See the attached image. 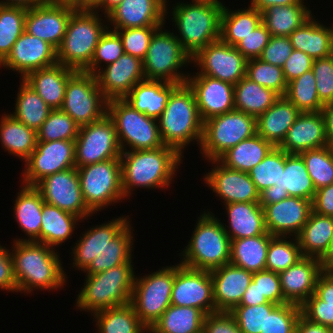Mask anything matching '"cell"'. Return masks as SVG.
Returning <instances> with one entry per match:
<instances>
[{"label": "cell", "instance_id": "cell-1", "mask_svg": "<svg viewBox=\"0 0 333 333\" xmlns=\"http://www.w3.org/2000/svg\"><path fill=\"white\" fill-rule=\"evenodd\" d=\"M13 243L10 253L18 292L28 294L35 289L52 291L64 288L67 275L57 249L34 241Z\"/></svg>", "mask_w": 333, "mask_h": 333}, {"label": "cell", "instance_id": "cell-2", "mask_svg": "<svg viewBox=\"0 0 333 333\" xmlns=\"http://www.w3.org/2000/svg\"><path fill=\"white\" fill-rule=\"evenodd\" d=\"M183 157L176 149L165 145L155 149L122 151L120 161L125 198L130 199L132 191L139 187L167 189Z\"/></svg>", "mask_w": 333, "mask_h": 333}, {"label": "cell", "instance_id": "cell-3", "mask_svg": "<svg viewBox=\"0 0 333 333\" xmlns=\"http://www.w3.org/2000/svg\"><path fill=\"white\" fill-rule=\"evenodd\" d=\"M157 122L163 144L176 149L182 156L190 143L201 145L204 122L194 92L187 83L178 85L171 92Z\"/></svg>", "mask_w": 333, "mask_h": 333}, {"label": "cell", "instance_id": "cell-4", "mask_svg": "<svg viewBox=\"0 0 333 333\" xmlns=\"http://www.w3.org/2000/svg\"><path fill=\"white\" fill-rule=\"evenodd\" d=\"M187 3V4H186ZM172 4L171 20L177 28L176 38L183 50L193 58L209 43L220 39L223 3L210 0H192Z\"/></svg>", "mask_w": 333, "mask_h": 333}, {"label": "cell", "instance_id": "cell-5", "mask_svg": "<svg viewBox=\"0 0 333 333\" xmlns=\"http://www.w3.org/2000/svg\"><path fill=\"white\" fill-rule=\"evenodd\" d=\"M132 259L96 274H86L76 298V309L91 313L131 303L135 269ZM78 307V308H77Z\"/></svg>", "mask_w": 333, "mask_h": 333}, {"label": "cell", "instance_id": "cell-6", "mask_svg": "<svg viewBox=\"0 0 333 333\" xmlns=\"http://www.w3.org/2000/svg\"><path fill=\"white\" fill-rule=\"evenodd\" d=\"M206 211L200 213L191 239L179 256L182 265L211 272L230 263L231 240L221 220Z\"/></svg>", "mask_w": 333, "mask_h": 333}, {"label": "cell", "instance_id": "cell-7", "mask_svg": "<svg viewBox=\"0 0 333 333\" xmlns=\"http://www.w3.org/2000/svg\"><path fill=\"white\" fill-rule=\"evenodd\" d=\"M102 17L90 9H77L71 15L63 41L57 49V63L76 71H84L90 65L96 46L108 29V20Z\"/></svg>", "mask_w": 333, "mask_h": 333}, {"label": "cell", "instance_id": "cell-8", "mask_svg": "<svg viewBox=\"0 0 333 333\" xmlns=\"http://www.w3.org/2000/svg\"><path fill=\"white\" fill-rule=\"evenodd\" d=\"M107 115L115 124L122 151H137L163 147L158 122L134 109L124 99L107 103ZM129 150H127V148Z\"/></svg>", "mask_w": 333, "mask_h": 333}, {"label": "cell", "instance_id": "cell-9", "mask_svg": "<svg viewBox=\"0 0 333 333\" xmlns=\"http://www.w3.org/2000/svg\"><path fill=\"white\" fill-rule=\"evenodd\" d=\"M188 64H192L191 57L183 50L174 32L165 30L164 25L160 27L152 36L143 60L146 80L184 84L189 73L179 69Z\"/></svg>", "mask_w": 333, "mask_h": 333}, {"label": "cell", "instance_id": "cell-10", "mask_svg": "<svg viewBox=\"0 0 333 333\" xmlns=\"http://www.w3.org/2000/svg\"><path fill=\"white\" fill-rule=\"evenodd\" d=\"M81 191L87 207L95 214L108 205L125 200L121 161L110 159L77 168ZM122 200V201H121Z\"/></svg>", "mask_w": 333, "mask_h": 333}, {"label": "cell", "instance_id": "cell-11", "mask_svg": "<svg viewBox=\"0 0 333 333\" xmlns=\"http://www.w3.org/2000/svg\"><path fill=\"white\" fill-rule=\"evenodd\" d=\"M256 117L233 110L214 116L203 125L200 153L207 161L217 160L229 148L257 133Z\"/></svg>", "mask_w": 333, "mask_h": 333}, {"label": "cell", "instance_id": "cell-12", "mask_svg": "<svg viewBox=\"0 0 333 333\" xmlns=\"http://www.w3.org/2000/svg\"><path fill=\"white\" fill-rule=\"evenodd\" d=\"M174 276V265L162 267L158 271L141 277L135 276L130 304L148 330L171 305Z\"/></svg>", "mask_w": 333, "mask_h": 333}, {"label": "cell", "instance_id": "cell-13", "mask_svg": "<svg viewBox=\"0 0 333 333\" xmlns=\"http://www.w3.org/2000/svg\"><path fill=\"white\" fill-rule=\"evenodd\" d=\"M108 100L98 87L97 78L85 71H76L67 82L60 108L80 127L102 119L107 114Z\"/></svg>", "mask_w": 333, "mask_h": 333}, {"label": "cell", "instance_id": "cell-14", "mask_svg": "<svg viewBox=\"0 0 333 333\" xmlns=\"http://www.w3.org/2000/svg\"><path fill=\"white\" fill-rule=\"evenodd\" d=\"M115 124L106 114L102 119L81 126L75 140L76 168L110 159H120Z\"/></svg>", "mask_w": 333, "mask_h": 333}, {"label": "cell", "instance_id": "cell-15", "mask_svg": "<svg viewBox=\"0 0 333 333\" xmlns=\"http://www.w3.org/2000/svg\"><path fill=\"white\" fill-rule=\"evenodd\" d=\"M25 162L22 184L35 186L40 180L75 166V140L37 141ZM24 171V172H23Z\"/></svg>", "mask_w": 333, "mask_h": 333}, {"label": "cell", "instance_id": "cell-16", "mask_svg": "<svg viewBox=\"0 0 333 333\" xmlns=\"http://www.w3.org/2000/svg\"><path fill=\"white\" fill-rule=\"evenodd\" d=\"M247 61L235 46L221 39L209 43L191 58L200 68L193 75H207L233 85L246 76Z\"/></svg>", "mask_w": 333, "mask_h": 333}, {"label": "cell", "instance_id": "cell-17", "mask_svg": "<svg viewBox=\"0 0 333 333\" xmlns=\"http://www.w3.org/2000/svg\"><path fill=\"white\" fill-rule=\"evenodd\" d=\"M47 204L78 216L82 221L94 213L87 207L77 168L57 172L40 180L34 186Z\"/></svg>", "mask_w": 333, "mask_h": 333}, {"label": "cell", "instance_id": "cell-18", "mask_svg": "<svg viewBox=\"0 0 333 333\" xmlns=\"http://www.w3.org/2000/svg\"><path fill=\"white\" fill-rule=\"evenodd\" d=\"M171 304L202 310L206 315L218 312L213 299V282L210 271L175 264Z\"/></svg>", "mask_w": 333, "mask_h": 333}, {"label": "cell", "instance_id": "cell-19", "mask_svg": "<svg viewBox=\"0 0 333 333\" xmlns=\"http://www.w3.org/2000/svg\"><path fill=\"white\" fill-rule=\"evenodd\" d=\"M316 188L309 176L300 154L285 152V168L281 171L279 183L259 193L262 207L284 200L289 196L313 200Z\"/></svg>", "mask_w": 333, "mask_h": 333}, {"label": "cell", "instance_id": "cell-20", "mask_svg": "<svg viewBox=\"0 0 333 333\" xmlns=\"http://www.w3.org/2000/svg\"><path fill=\"white\" fill-rule=\"evenodd\" d=\"M76 10L47 1L27 8L24 31L48 42L57 50L63 41L70 17Z\"/></svg>", "mask_w": 333, "mask_h": 333}, {"label": "cell", "instance_id": "cell-21", "mask_svg": "<svg viewBox=\"0 0 333 333\" xmlns=\"http://www.w3.org/2000/svg\"><path fill=\"white\" fill-rule=\"evenodd\" d=\"M56 63L57 50L24 31L0 66L21 74L20 79H24L29 73Z\"/></svg>", "mask_w": 333, "mask_h": 333}, {"label": "cell", "instance_id": "cell-22", "mask_svg": "<svg viewBox=\"0 0 333 333\" xmlns=\"http://www.w3.org/2000/svg\"><path fill=\"white\" fill-rule=\"evenodd\" d=\"M95 76L99 89L108 101L124 99L134 85L146 80L143 60L125 53L115 62L105 65Z\"/></svg>", "mask_w": 333, "mask_h": 333}, {"label": "cell", "instance_id": "cell-23", "mask_svg": "<svg viewBox=\"0 0 333 333\" xmlns=\"http://www.w3.org/2000/svg\"><path fill=\"white\" fill-rule=\"evenodd\" d=\"M208 162L214 167L203 176V181L217 197L223 200V205L235 202H259V192L248 173L229 169L218 160Z\"/></svg>", "mask_w": 333, "mask_h": 333}, {"label": "cell", "instance_id": "cell-24", "mask_svg": "<svg viewBox=\"0 0 333 333\" xmlns=\"http://www.w3.org/2000/svg\"><path fill=\"white\" fill-rule=\"evenodd\" d=\"M186 83L193 90L202 121L235 110L234 85L209 77L191 75Z\"/></svg>", "mask_w": 333, "mask_h": 333}, {"label": "cell", "instance_id": "cell-25", "mask_svg": "<svg viewBox=\"0 0 333 333\" xmlns=\"http://www.w3.org/2000/svg\"><path fill=\"white\" fill-rule=\"evenodd\" d=\"M168 1L123 0L107 15V23L112 27L108 26V28L115 31L116 29L163 26L165 19L168 18Z\"/></svg>", "mask_w": 333, "mask_h": 333}, {"label": "cell", "instance_id": "cell-26", "mask_svg": "<svg viewBox=\"0 0 333 333\" xmlns=\"http://www.w3.org/2000/svg\"><path fill=\"white\" fill-rule=\"evenodd\" d=\"M267 232L273 236L297 237L308 221L312 201L289 196L263 207Z\"/></svg>", "mask_w": 333, "mask_h": 333}, {"label": "cell", "instance_id": "cell-27", "mask_svg": "<svg viewBox=\"0 0 333 333\" xmlns=\"http://www.w3.org/2000/svg\"><path fill=\"white\" fill-rule=\"evenodd\" d=\"M323 273V261L303 256L294 265L279 273L284 303L301 306L315 291Z\"/></svg>", "mask_w": 333, "mask_h": 333}, {"label": "cell", "instance_id": "cell-28", "mask_svg": "<svg viewBox=\"0 0 333 333\" xmlns=\"http://www.w3.org/2000/svg\"><path fill=\"white\" fill-rule=\"evenodd\" d=\"M328 145L325 119L319 111L300 113L278 147L288 154H300Z\"/></svg>", "mask_w": 333, "mask_h": 333}, {"label": "cell", "instance_id": "cell-29", "mask_svg": "<svg viewBox=\"0 0 333 333\" xmlns=\"http://www.w3.org/2000/svg\"><path fill=\"white\" fill-rule=\"evenodd\" d=\"M129 222V215L120 216L101 225L92 226L83 232L84 234L75 242V246L71 247L72 267L78 271H85L108 242Z\"/></svg>", "mask_w": 333, "mask_h": 333}, {"label": "cell", "instance_id": "cell-30", "mask_svg": "<svg viewBox=\"0 0 333 333\" xmlns=\"http://www.w3.org/2000/svg\"><path fill=\"white\" fill-rule=\"evenodd\" d=\"M210 274L216 310L226 312L240 304L253 276V273L231 263L211 271Z\"/></svg>", "mask_w": 333, "mask_h": 333}, {"label": "cell", "instance_id": "cell-31", "mask_svg": "<svg viewBox=\"0 0 333 333\" xmlns=\"http://www.w3.org/2000/svg\"><path fill=\"white\" fill-rule=\"evenodd\" d=\"M76 72L60 63L29 73L23 80L53 110L60 109L68 79Z\"/></svg>", "mask_w": 333, "mask_h": 333}, {"label": "cell", "instance_id": "cell-32", "mask_svg": "<svg viewBox=\"0 0 333 333\" xmlns=\"http://www.w3.org/2000/svg\"><path fill=\"white\" fill-rule=\"evenodd\" d=\"M224 209L228 216V226L225 223L222 225L230 240L268 233L263 207L259 202H235L225 204Z\"/></svg>", "mask_w": 333, "mask_h": 333}, {"label": "cell", "instance_id": "cell-33", "mask_svg": "<svg viewBox=\"0 0 333 333\" xmlns=\"http://www.w3.org/2000/svg\"><path fill=\"white\" fill-rule=\"evenodd\" d=\"M301 112L285 96L256 118L257 134L278 147Z\"/></svg>", "mask_w": 333, "mask_h": 333}, {"label": "cell", "instance_id": "cell-34", "mask_svg": "<svg viewBox=\"0 0 333 333\" xmlns=\"http://www.w3.org/2000/svg\"><path fill=\"white\" fill-rule=\"evenodd\" d=\"M14 200V219L26 238L13 241H34L40 243V229L43 197L34 186L23 185Z\"/></svg>", "mask_w": 333, "mask_h": 333}, {"label": "cell", "instance_id": "cell-35", "mask_svg": "<svg viewBox=\"0 0 333 333\" xmlns=\"http://www.w3.org/2000/svg\"><path fill=\"white\" fill-rule=\"evenodd\" d=\"M316 20L312 16L288 36L295 50L306 53L312 59L325 58L333 54V24L332 27H327Z\"/></svg>", "mask_w": 333, "mask_h": 333}, {"label": "cell", "instance_id": "cell-36", "mask_svg": "<svg viewBox=\"0 0 333 333\" xmlns=\"http://www.w3.org/2000/svg\"><path fill=\"white\" fill-rule=\"evenodd\" d=\"M178 85L165 81L143 80L132 87L124 100L137 111L157 120L164 111L171 92Z\"/></svg>", "mask_w": 333, "mask_h": 333}, {"label": "cell", "instance_id": "cell-37", "mask_svg": "<svg viewBox=\"0 0 333 333\" xmlns=\"http://www.w3.org/2000/svg\"><path fill=\"white\" fill-rule=\"evenodd\" d=\"M302 256L323 259L333 239V217L311 211L308 221L296 237Z\"/></svg>", "mask_w": 333, "mask_h": 333}, {"label": "cell", "instance_id": "cell-38", "mask_svg": "<svg viewBox=\"0 0 333 333\" xmlns=\"http://www.w3.org/2000/svg\"><path fill=\"white\" fill-rule=\"evenodd\" d=\"M82 220L69 212L59 209L47 203L43 204L40 243L54 249L71 238L74 234L76 225Z\"/></svg>", "mask_w": 333, "mask_h": 333}, {"label": "cell", "instance_id": "cell-39", "mask_svg": "<svg viewBox=\"0 0 333 333\" xmlns=\"http://www.w3.org/2000/svg\"><path fill=\"white\" fill-rule=\"evenodd\" d=\"M275 146L257 133L229 148L217 160L225 167L248 173L261 162Z\"/></svg>", "mask_w": 333, "mask_h": 333}, {"label": "cell", "instance_id": "cell-40", "mask_svg": "<svg viewBox=\"0 0 333 333\" xmlns=\"http://www.w3.org/2000/svg\"><path fill=\"white\" fill-rule=\"evenodd\" d=\"M0 142L4 151L26 160L37 145V131L27 127L10 113L0 118Z\"/></svg>", "mask_w": 333, "mask_h": 333}, {"label": "cell", "instance_id": "cell-41", "mask_svg": "<svg viewBox=\"0 0 333 333\" xmlns=\"http://www.w3.org/2000/svg\"><path fill=\"white\" fill-rule=\"evenodd\" d=\"M273 235L264 233L254 237L231 240L230 263L256 273L266 269V257Z\"/></svg>", "mask_w": 333, "mask_h": 333}, {"label": "cell", "instance_id": "cell-42", "mask_svg": "<svg viewBox=\"0 0 333 333\" xmlns=\"http://www.w3.org/2000/svg\"><path fill=\"white\" fill-rule=\"evenodd\" d=\"M261 13L271 36L288 37L312 17V11L304 4L270 6Z\"/></svg>", "mask_w": 333, "mask_h": 333}, {"label": "cell", "instance_id": "cell-43", "mask_svg": "<svg viewBox=\"0 0 333 333\" xmlns=\"http://www.w3.org/2000/svg\"><path fill=\"white\" fill-rule=\"evenodd\" d=\"M131 225L132 224L129 222L111 239L83 273L96 274L128 263L133 258L132 251L134 250V230Z\"/></svg>", "mask_w": 333, "mask_h": 333}, {"label": "cell", "instance_id": "cell-44", "mask_svg": "<svg viewBox=\"0 0 333 333\" xmlns=\"http://www.w3.org/2000/svg\"><path fill=\"white\" fill-rule=\"evenodd\" d=\"M205 316L198 308L171 304L148 333H200Z\"/></svg>", "mask_w": 333, "mask_h": 333}, {"label": "cell", "instance_id": "cell-45", "mask_svg": "<svg viewBox=\"0 0 333 333\" xmlns=\"http://www.w3.org/2000/svg\"><path fill=\"white\" fill-rule=\"evenodd\" d=\"M280 96L246 76L234 85L235 110L258 117L263 114Z\"/></svg>", "mask_w": 333, "mask_h": 333}, {"label": "cell", "instance_id": "cell-46", "mask_svg": "<svg viewBox=\"0 0 333 333\" xmlns=\"http://www.w3.org/2000/svg\"><path fill=\"white\" fill-rule=\"evenodd\" d=\"M261 23L262 13L257 9L248 6L233 11L224 4L221 13L220 39L235 46Z\"/></svg>", "mask_w": 333, "mask_h": 333}, {"label": "cell", "instance_id": "cell-47", "mask_svg": "<svg viewBox=\"0 0 333 333\" xmlns=\"http://www.w3.org/2000/svg\"><path fill=\"white\" fill-rule=\"evenodd\" d=\"M16 97L15 110L10 112L17 120L37 131L49 116L51 109L23 79Z\"/></svg>", "mask_w": 333, "mask_h": 333}, {"label": "cell", "instance_id": "cell-48", "mask_svg": "<svg viewBox=\"0 0 333 333\" xmlns=\"http://www.w3.org/2000/svg\"><path fill=\"white\" fill-rule=\"evenodd\" d=\"M98 333H148L131 304L98 311L92 315Z\"/></svg>", "mask_w": 333, "mask_h": 333}, {"label": "cell", "instance_id": "cell-49", "mask_svg": "<svg viewBox=\"0 0 333 333\" xmlns=\"http://www.w3.org/2000/svg\"><path fill=\"white\" fill-rule=\"evenodd\" d=\"M27 8L0 4V64L24 32Z\"/></svg>", "mask_w": 333, "mask_h": 333}, {"label": "cell", "instance_id": "cell-50", "mask_svg": "<svg viewBox=\"0 0 333 333\" xmlns=\"http://www.w3.org/2000/svg\"><path fill=\"white\" fill-rule=\"evenodd\" d=\"M285 97L301 112L322 111L324 104L318 97L312 69L287 84Z\"/></svg>", "mask_w": 333, "mask_h": 333}, {"label": "cell", "instance_id": "cell-51", "mask_svg": "<svg viewBox=\"0 0 333 333\" xmlns=\"http://www.w3.org/2000/svg\"><path fill=\"white\" fill-rule=\"evenodd\" d=\"M307 172L317 189L333 184V146L328 145L300 153Z\"/></svg>", "mask_w": 333, "mask_h": 333}, {"label": "cell", "instance_id": "cell-52", "mask_svg": "<svg viewBox=\"0 0 333 333\" xmlns=\"http://www.w3.org/2000/svg\"><path fill=\"white\" fill-rule=\"evenodd\" d=\"M288 239L284 236H273L270 239L266 257V270L279 274L303 257L297 238Z\"/></svg>", "mask_w": 333, "mask_h": 333}, {"label": "cell", "instance_id": "cell-53", "mask_svg": "<svg viewBox=\"0 0 333 333\" xmlns=\"http://www.w3.org/2000/svg\"><path fill=\"white\" fill-rule=\"evenodd\" d=\"M284 168L285 151L279 147H274L248 174L260 193L264 189L279 183L281 171H284Z\"/></svg>", "mask_w": 333, "mask_h": 333}, {"label": "cell", "instance_id": "cell-54", "mask_svg": "<svg viewBox=\"0 0 333 333\" xmlns=\"http://www.w3.org/2000/svg\"><path fill=\"white\" fill-rule=\"evenodd\" d=\"M79 128L67 113L55 109L37 130V141L76 140Z\"/></svg>", "mask_w": 333, "mask_h": 333}, {"label": "cell", "instance_id": "cell-55", "mask_svg": "<svg viewBox=\"0 0 333 333\" xmlns=\"http://www.w3.org/2000/svg\"><path fill=\"white\" fill-rule=\"evenodd\" d=\"M246 77L251 81L273 90L279 96H285L287 82L285 81L282 67L262 61L259 58L247 61Z\"/></svg>", "mask_w": 333, "mask_h": 333}, {"label": "cell", "instance_id": "cell-56", "mask_svg": "<svg viewBox=\"0 0 333 333\" xmlns=\"http://www.w3.org/2000/svg\"><path fill=\"white\" fill-rule=\"evenodd\" d=\"M124 54L121 37L116 31L107 29L101 36L92 58L90 65L84 70L87 73L95 75L100 69L106 65L115 62Z\"/></svg>", "mask_w": 333, "mask_h": 333}, {"label": "cell", "instance_id": "cell-57", "mask_svg": "<svg viewBox=\"0 0 333 333\" xmlns=\"http://www.w3.org/2000/svg\"><path fill=\"white\" fill-rule=\"evenodd\" d=\"M277 306L270 301L255 306H235L230 313L234 316L242 333H264L266 311H273Z\"/></svg>", "mask_w": 333, "mask_h": 333}, {"label": "cell", "instance_id": "cell-58", "mask_svg": "<svg viewBox=\"0 0 333 333\" xmlns=\"http://www.w3.org/2000/svg\"><path fill=\"white\" fill-rule=\"evenodd\" d=\"M301 307L291 303L278 305L273 311H266L264 333H295Z\"/></svg>", "mask_w": 333, "mask_h": 333}, {"label": "cell", "instance_id": "cell-59", "mask_svg": "<svg viewBox=\"0 0 333 333\" xmlns=\"http://www.w3.org/2000/svg\"><path fill=\"white\" fill-rule=\"evenodd\" d=\"M162 26L116 29L121 37L124 53L144 60L154 33Z\"/></svg>", "mask_w": 333, "mask_h": 333}, {"label": "cell", "instance_id": "cell-60", "mask_svg": "<svg viewBox=\"0 0 333 333\" xmlns=\"http://www.w3.org/2000/svg\"><path fill=\"white\" fill-rule=\"evenodd\" d=\"M312 71L320 101L326 105L333 102V54L314 59Z\"/></svg>", "mask_w": 333, "mask_h": 333}, {"label": "cell", "instance_id": "cell-61", "mask_svg": "<svg viewBox=\"0 0 333 333\" xmlns=\"http://www.w3.org/2000/svg\"><path fill=\"white\" fill-rule=\"evenodd\" d=\"M270 36L266 26L261 23L247 36L243 37V39L235 45V48L241 52L247 60L259 58L264 47L268 44Z\"/></svg>", "mask_w": 333, "mask_h": 333}, {"label": "cell", "instance_id": "cell-62", "mask_svg": "<svg viewBox=\"0 0 333 333\" xmlns=\"http://www.w3.org/2000/svg\"><path fill=\"white\" fill-rule=\"evenodd\" d=\"M252 281L258 286L261 295H264L268 301L277 305L284 304V296L278 273L266 269L261 270L253 273Z\"/></svg>", "mask_w": 333, "mask_h": 333}, {"label": "cell", "instance_id": "cell-63", "mask_svg": "<svg viewBox=\"0 0 333 333\" xmlns=\"http://www.w3.org/2000/svg\"><path fill=\"white\" fill-rule=\"evenodd\" d=\"M293 50L289 37L270 36L268 44L264 47L259 59L266 63L283 67Z\"/></svg>", "mask_w": 333, "mask_h": 333}, {"label": "cell", "instance_id": "cell-64", "mask_svg": "<svg viewBox=\"0 0 333 333\" xmlns=\"http://www.w3.org/2000/svg\"><path fill=\"white\" fill-rule=\"evenodd\" d=\"M300 307L301 314L309 321L333 327V306L322 305V300L314 293Z\"/></svg>", "mask_w": 333, "mask_h": 333}, {"label": "cell", "instance_id": "cell-65", "mask_svg": "<svg viewBox=\"0 0 333 333\" xmlns=\"http://www.w3.org/2000/svg\"><path fill=\"white\" fill-rule=\"evenodd\" d=\"M202 331L204 333H242L234 316L226 311L207 314Z\"/></svg>", "mask_w": 333, "mask_h": 333}, {"label": "cell", "instance_id": "cell-66", "mask_svg": "<svg viewBox=\"0 0 333 333\" xmlns=\"http://www.w3.org/2000/svg\"><path fill=\"white\" fill-rule=\"evenodd\" d=\"M313 60L302 51L293 50L285 61L282 70L287 84L312 69Z\"/></svg>", "mask_w": 333, "mask_h": 333}, {"label": "cell", "instance_id": "cell-67", "mask_svg": "<svg viewBox=\"0 0 333 333\" xmlns=\"http://www.w3.org/2000/svg\"><path fill=\"white\" fill-rule=\"evenodd\" d=\"M18 293L10 249L0 244V290Z\"/></svg>", "mask_w": 333, "mask_h": 333}, {"label": "cell", "instance_id": "cell-68", "mask_svg": "<svg viewBox=\"0 0 333 333\" xmlns=\"http://www.w3.org/2000/svg\"><path fill=\"white\" fill-rule=\"evenodd\" d=\"M312 211L333 217V184L316 190L312 200Z\"/></svg>", "mask_w": 333, "mask_h": 333}, {"label": "cell", "instance_id": "cell-69", "mask_svg": "<svg viewBox=\"0 0 333 333\" xmlns=\"http://www.w3.org/2000/svg\"><path fill=\"white\" fill-rule=\"evenodd\" d=\"M314 294L322 300V305L333 306V277L323 272L317 279Z\"/></svg>", "mask_w": 333, "mask_h": 333}, {"label": "cell", "instance_id": "cell-70", "mask_svg": "<svg viewBox=\"0 0 333 333\" xmlns=\"http://www.w3.org/2000/svg\"><path fill=\"white\" fill-rule=\"evenodd\" d=\"M268 302V299L264 295H261L258 286L253 281H251L243 295L240 304L236 306H255Z\"/></svg>", "mask_w": 333, "mask_h": 333}, {"label": "cell", "instance_id": "cell-71", "mask_svg": "<svg viewBox=\"0 0 333 333\" xmlns=\"http://www.w3.org/2000/svg\"><path fill=\"white\" fill-rule=\"evenodd\" d=\"M295 333H331V328L311 322L301 314L296 323Z\"/></svg>", "mask_w": 333, "mask_h": 333}, {"label": "cell", "instance_id": "cell-72", "mask_svg": "<svg viewBox=\"0 0 333 333\" xmlns=\"http://www.w3.org/2000/svg\"><path fill=\"white\" fill-rule=\"evenodd\" d=\"M305 0H251L249 6L257 9L259 12L267 9L270 6H287L293 4H306Z\"/></svg>", "mask_w": 333, "mask_h": 333}, {"label": "cell", "instance_id": "cell-73", "mask_svg": "<svg viewBox=\"0 0 333 333\" xmlns=\"http://www.w3.org/2000/svg\"><path fill=\"white\" fill-rule=\"evenodd\" d=\"M324 119H325V127H326V135L330 145L333 144V104H326L322 108Z\"/></svg>", "mask_w": 333, "mask_h": 333}, {"label": "cell", "instance_id": "cell-74", "mask_svg": "<svg viewBox=\"0 0 333 333\" xmlns=\"http://www.w3.org/2000/svg\"><path fill=\"white\" fill-rule=\"evenodd\" d=\"M123 0H101L92 10L104 14V19L107 18V15L117 7Z\"/></svg>", "mask_w": 333, "mask_h": 333}, {"label": "cell", "instance_id": "cell-75", "mask_svg": "<svg viewBox=\"0 0 333 333\" xmlns=\"http://www.w3.org/2000/svg\"><path fill=\"white\" fill-rule=\"evenodd\" d=\"M46 0H0L1 5H11V6H22L26 8H32L37 6Z\"/></svg>", "mask_w": 333, "mask_h": 333}, {"label": "cell", "instance_id": "cell-76", "mask_svg": "<svg viewBox=\"0 0 333 333\" xmlns=\"http://www.w3.org/2000/svg\"><path fill=\"white\" fill-rule=\"evenodd\" d=\"M52 4L69 6L75 9H83V0H46Z\"/></svg>", "mask_w": 333, "mask_h": 333}, {"label": "cell", "instance_id": "cell-77", "mask_svg": "<svg viewBox=\"0 0 333 333\" xmlns=\"http://www.w3.org/2000/svg\"><path fill=\"white\" fill-rule=\"evenodd\" d=\"M323 261V272L333 277V251H329V253L322 259Z\"/></svg>", "mask_w": 333, "mask_h": 333}, {"label": "cell", "instance_id": "cell-78", "mask_svg": "<svg viewBox=\"0 0 333 333\" xmlns=\"http://www.w3.org/2000/svg\"><path fill=\"white\" fill-rule=\"evenodd\" d=\"M101 0H83V9L92 10Z\"/></svg>", "mask_w": 333, "mask_h": 333}, {"label": "cell", "instance_id": "cell-79", "mask_svg": "<svg viewBox=\"0 0 333 333\" xmlns=\"http://www.w3.org/2000/svg\"><path fill=\"white\" fill-rule=\"evenodd\" d=\"M330 251H333V239H332V243H331V246H330Z\"/></svg>", "mask_w": 333, "mask_h": 333}, {"label": "cell", "instance_id": "cell-80", "mask_svg": "<svg viewBox=\"0 0 333 333\" xmlns=\"http://www.w3.org/2000/svg\"><path fill=\"white\" fill-rule=\"evenodd\" d=\"M210 1L223 3V2H221L220 0H210Z\"/></svg>", "mask_w": 333, "mask_h": 333}]
</instances>
